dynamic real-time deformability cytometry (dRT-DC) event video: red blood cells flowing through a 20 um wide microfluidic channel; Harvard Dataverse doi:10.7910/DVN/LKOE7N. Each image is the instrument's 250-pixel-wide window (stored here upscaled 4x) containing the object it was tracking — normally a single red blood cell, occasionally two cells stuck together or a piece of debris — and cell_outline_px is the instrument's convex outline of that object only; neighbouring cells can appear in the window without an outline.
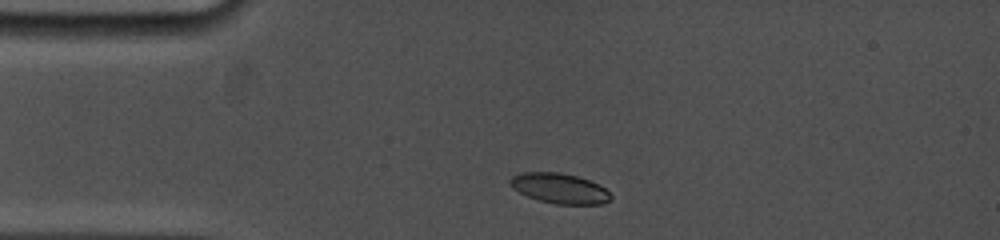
{"species": "common noctule bat (a hibernating species)", "species_latin": "Nyctalus noctula", "temperature_condition": "cold", "stored_images_in_passage": 5, "camera_frame_rate_fps": 5000, "um_per_image_px": 0.085, "animal": {"sex": "female", "body_mass_g": 19.0, "forearm_length_mm": 53.3}, "frame": {"image": 1, "passage_image": 1, "time_ms": 0.0, "image_size_px": [1000, 240], "cell_outline_px": [[612, 200], [604, 204], [556, 204], [540, 200], [528, 196], [512, 188], [508, 184], [508, 180], [512, 176], [520, 172], [560, 172], [576, 176], [600, 184], [612, 196]], "centroid_in_image_um": [47.56, 16.0], "position_along_channel_um": 37.4, "area_um2": 17.8}}
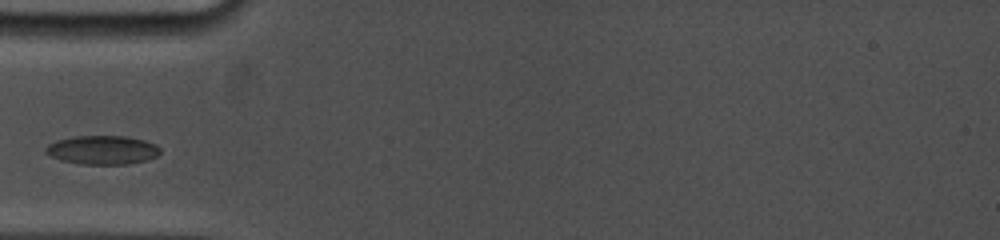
{"frame": {"image": 2, "passage_image": 4, "time_ms": 1.8, "image_size_px": [1000, 240], "cell_outline_px": [[160, 152], [156, 156], [148, 160], [128, 164], [80, 164], [60, 160], [44, 152], [44, 148], [48, 144], [56, 140], [72, 136], [128, 136], [144, 140], [156, 144], [160, 148]], "centroid_in_image_um": [8.69, 12.74], "position_along_channel_um": 76.3, "area_um2": 19.42}}